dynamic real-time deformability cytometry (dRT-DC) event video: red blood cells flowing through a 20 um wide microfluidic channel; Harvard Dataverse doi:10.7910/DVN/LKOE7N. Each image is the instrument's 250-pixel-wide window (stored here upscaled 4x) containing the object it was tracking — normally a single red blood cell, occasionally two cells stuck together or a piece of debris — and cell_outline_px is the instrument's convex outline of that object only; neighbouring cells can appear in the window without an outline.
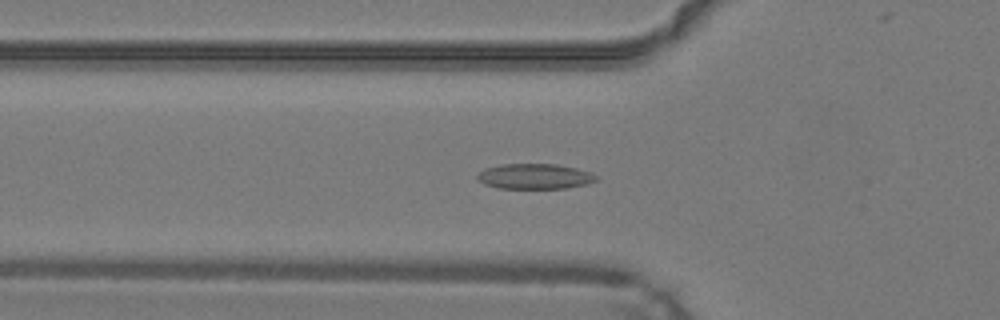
{"species": "common noctule bat (a hibernating species)", "species_latin": "Nyctalus noctula", "temperature_condition": "warm", "stored_images_in_passage": 49, "camera_frame_rate_fps": 3000, "um_per_image_px": 0.085, "animal": {"sex": "male", "body_mass_g": 19.2, "forearm_length_mm": 51.8}, "frame": {"image": 1, "passage_image": 17, "time_ms": 5.333, "image_size_px": [1000, 320], "cell_outline_px": [[596, 180], [588, 184], [564, 188], [496, 188], [484, 184], [476, 180], [476, 176], [484, 168], [504, 164], [556, 164], [576, 168], [592, 172], [596, 176]], "centroid_in_image_um": [45.42, 14.99], "position_along_channel_um": 80.4, "area_um2": 17.57}}
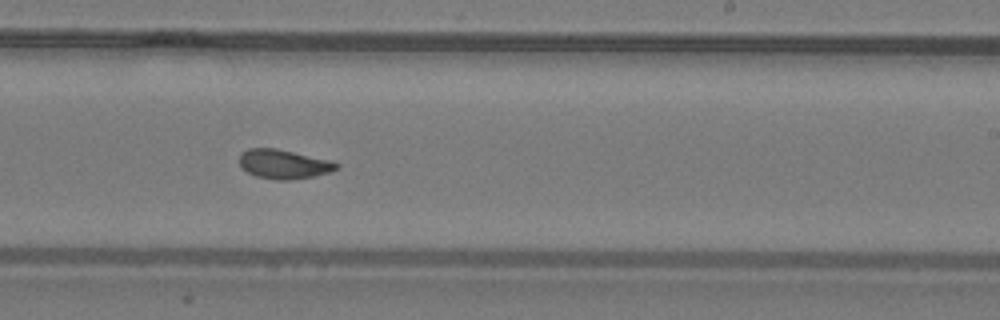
{"frame": {"image": 2, "passage_image": 30, "time_ms": 9.667, "image_size_px": [1000, 320], "cell_outline_px": [[340, 168], [328, 172], [312, 176], [292, 180], [276, 180], [256, 176], [240, 168], [240, 152], [248, 148], [276, 148], [332, 160], [340, 164]], "centroid_in_image_um": [24.12, 13.94], "position_along_channel_um": 264.9, "area_um2": 16.7}}
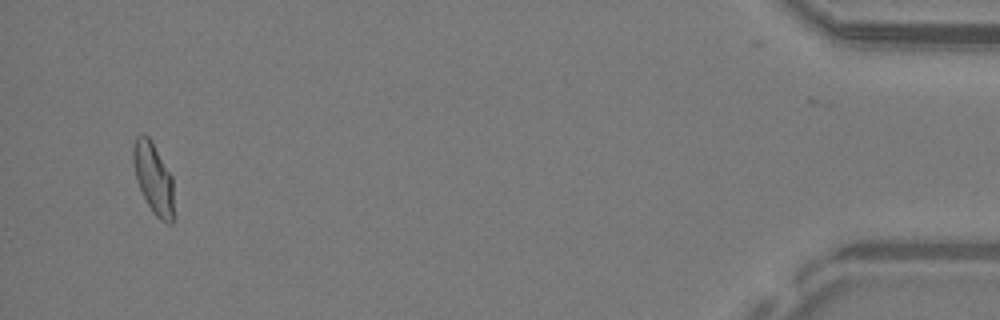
{"frame": {"image": 3, "passage_image": 47, "time_ms": 15.333, "image_size_px": [1000, 320], "cell_outline_px": [[172, 224], [168, 224], [160, 220], [152, 212], [136, 180], [132, 160], [132, 148], [136, 136], [144, 132], [148, 136], [172, 176]], "centroid_in_image_um": [13.0, 15.12], "position_along_channel_um": 422.2, "area_um2": 16.59}, "authors_computed_cell_mechanics": {"area_um2": 16.7042, "velocity_mm_per_s": 4.238, "shape_relaxation_time_tau1_ms": 7.3686, "shape_relaxation_time_tau2_ms": 1.9938, "deformation_change_tau1": 0.1863, "deformation_change_tau2": 0.0692}}